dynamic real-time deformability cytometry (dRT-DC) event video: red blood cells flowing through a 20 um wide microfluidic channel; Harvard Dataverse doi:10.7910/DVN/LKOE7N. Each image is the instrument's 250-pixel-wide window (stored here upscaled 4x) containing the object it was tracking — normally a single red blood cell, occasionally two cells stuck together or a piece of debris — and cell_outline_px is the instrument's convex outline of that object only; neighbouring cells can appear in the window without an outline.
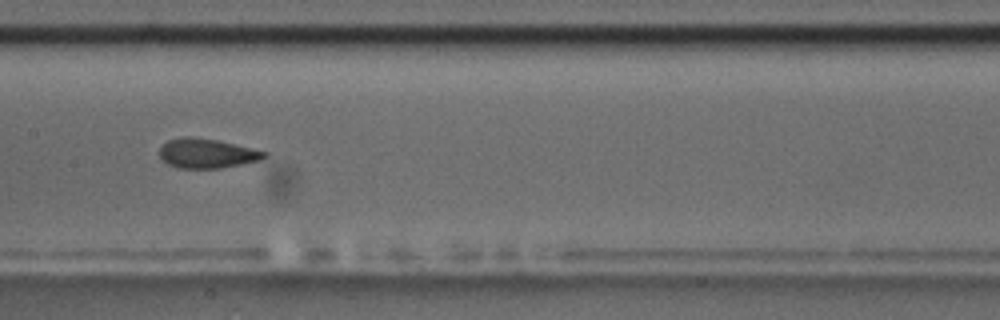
{"species": "common noctule bat (a hibernating species)", "species_latin": "Nyctalus noctula", "temperature_condition": "room temperature", "stored_images_in_passage": 12, "camera_frame_rate_fps": 3000, "um_per_image_px": 0.085, "animal": {"sex": "male", "body_mass_g": 17.5, "forearm_length_mm": 52.3}, "frame": {"image": 1, "passage_image": 6, "time_ms": 5.667, "image_size_px": [1000, 320], "cell_outline_px": [[268, 156], [260, 160], [220, 168], [176, 168], [168, 164], [160, 156], [160, 148], [168, 140], [180, 136], [192, 136], [216, 140], [268, 152]], "centroid_in_image_um": [17.57, 13.03], "position_along_channel_um": 189.8, "area_um2": 17.92}}
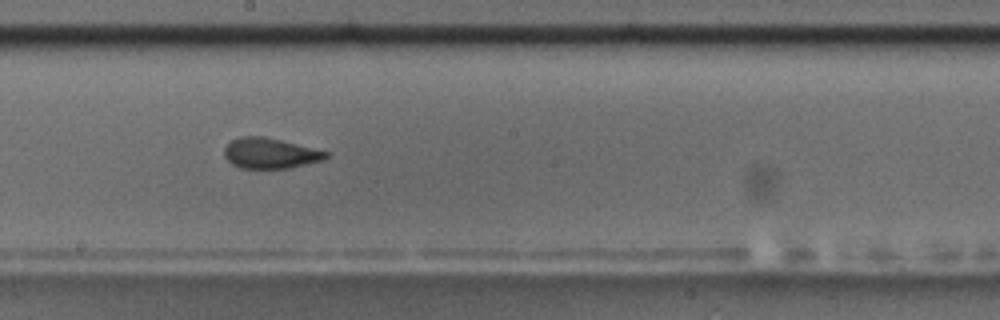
{"frame": {"image": 2, "passage_image": 7, "time_ms": 6.667, "image_size_px": [1000, 320], "cell_outline_px": [[328, 156], [324, 160], [288, 168], [240, 168], [232, 164], [224, 156], [224, 148], [232, 140], [240, 136], [264, 136], [328, 152]], "centroid_in_image_um": [22.93, 13.03], "position_along_channel_um": 225.3, "area_um2": 17.86}}